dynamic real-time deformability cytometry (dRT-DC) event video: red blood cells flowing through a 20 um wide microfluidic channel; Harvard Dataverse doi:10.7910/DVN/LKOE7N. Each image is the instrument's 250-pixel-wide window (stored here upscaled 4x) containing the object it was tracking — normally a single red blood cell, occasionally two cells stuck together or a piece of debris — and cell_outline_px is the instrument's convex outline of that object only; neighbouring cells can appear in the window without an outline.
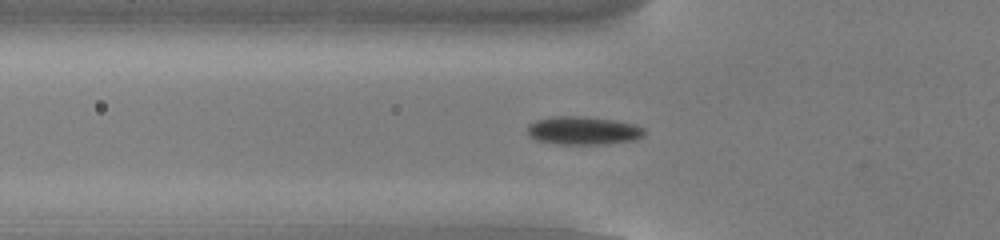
{"species": "common noctule bat (a hibernating species)", "species_latin": "Nyctalus noctula", "temperature_condition": "cold", "stored_images_in_passage": 45, "camera_frame_rate_fps": 3000, "um_per_image_px": 0.085, "animal": {"sex": "male", "body_mass_g": 13.0, "forearm_length_mm": 53.1}, "frame": {"image": 1, "passage_image": 10, "time_ms": 3.0, "image_size_px": [1000, 240], "cell_outline_px": [[644, 136], [636, 140], [604, 144], [560, 144], [536, 140], [528, 132], [528, 124], [536, 120], [552, 116], [584, 116], [616, 120], [636, 124], [644, 128]], "centroid_in_image_um": [49.62, 11.09], "position_along_channel_um": 76.2, "area_um2": 19.36}}
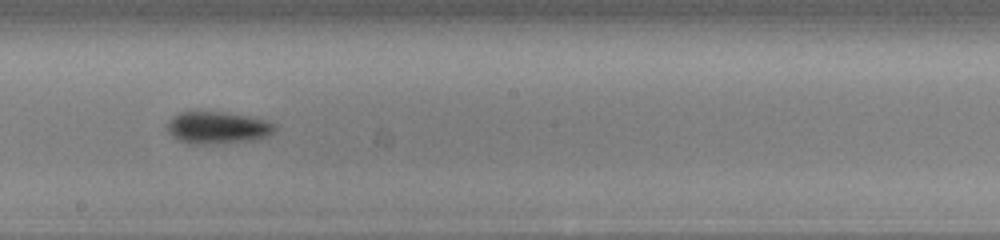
{"frame": {"image": 2, "passage_image": 22, "time_ms": 7.0, "image_size_px": [1000, 240], "cell_outline_px": [[276, 132], [268, 136], [256, 140], [216, 144], [188, 144], [176, 140], [168, 132], [168, 120], [172, 116], [180, 112], [224, 112], [248, 116], [264, 120], [276, 124]], "centroid_in_image_um": [18.5, 10.87], "position_along_channel_um": 229.7, "area_um2": 20.46}}
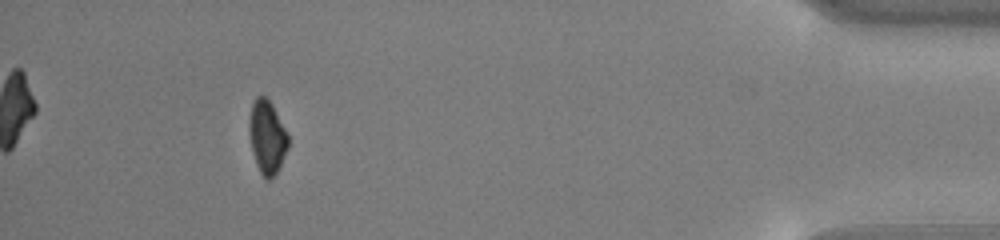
{"frame": {"image": 3, "passage_image": 41, "time_ms": 13.333, "image_size_px": [1000, 240], "cell_outline_px": [[288, 148], [280, 168], [268, 180], [264, 180], [256, 164], [252, 152], [248, 132], [248, 124], [252, 104], [256, 96], [264, 96], [272, 104], [288, 136]], "centroid_in_image_um": [22.68, 11.67], "position_along_channel_um": 412.5, "area_um2": 16.65}, "authors_computed_cell_mechanics": {"area_um2": 18.496, "velocity_mm_per_s": 3.8271, "shape_relaxation_time_tau1_ms": 1.7518, "shape_relaxation_time_tau2_ms": null, "deformation_change_tau1": 0.0964, "deformation_change_tau2": null}}